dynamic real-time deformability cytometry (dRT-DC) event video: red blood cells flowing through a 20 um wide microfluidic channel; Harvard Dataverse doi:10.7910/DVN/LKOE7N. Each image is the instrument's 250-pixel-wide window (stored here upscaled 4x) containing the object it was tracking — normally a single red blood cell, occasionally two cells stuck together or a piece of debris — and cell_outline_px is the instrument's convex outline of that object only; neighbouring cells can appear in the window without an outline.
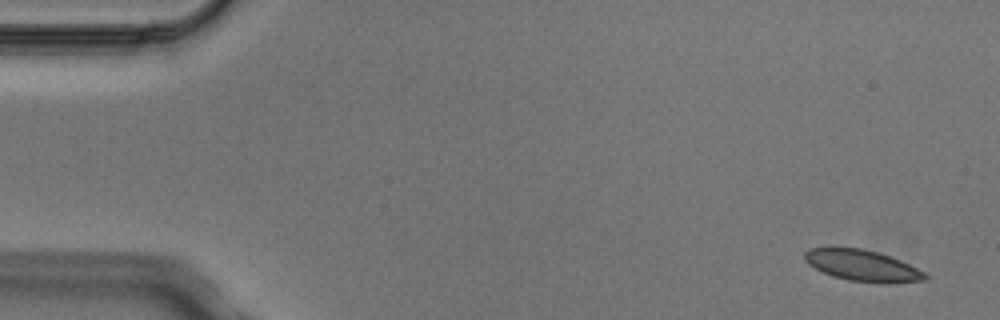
{"species": "Egyptian fruit bat (a non-hibernating species)", "species_latin": "Rousettus aegyptiacus", "temperature_condition": "cold", "stored_images_in_passage": 5, "camera_frame_rate_fps": 3000, "um_per_image_px": 0.085, "animal": {"sex": "male"}, "frame": {"image": 1, "passage_image": 1, "time_ms": 0.0, "image_size_px": [1000, 320], "cell_outline_px": [[928, 276], [924, 280], [888, 284], [848, 280], [832, 276], [808, 264], [804, 260], [804, 252], [808, 248], [860, 248], [876, 252], [900, 260], [924, 272]], "centroid_in_image_um": [73.29, 22.58], "position_along_channel_um": 11.7, "area_um2": 21.68}}
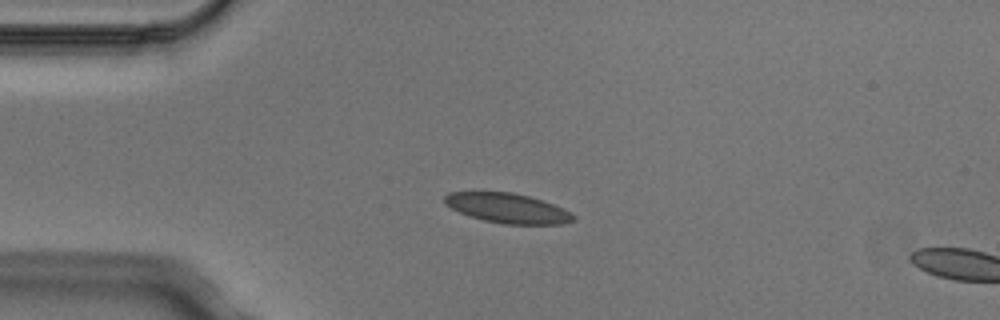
{"frame": {"image": 2, "passage_image": 4, "time_ms": 1.0, "image_size_px": [1000, 320], "cell_outline_px": [[576, 220], [564, 224], [504, 224], [484, 220], [460, 212], [444, 204], [444, 196], [448, 192], [512, 192], [528, 196], [552, 204], [572, 212], [576, 216]], "centroid_in_image_um": [43.17, 17.7], "position_along_channel_um": 41.8, "area_um2": 22.2}}